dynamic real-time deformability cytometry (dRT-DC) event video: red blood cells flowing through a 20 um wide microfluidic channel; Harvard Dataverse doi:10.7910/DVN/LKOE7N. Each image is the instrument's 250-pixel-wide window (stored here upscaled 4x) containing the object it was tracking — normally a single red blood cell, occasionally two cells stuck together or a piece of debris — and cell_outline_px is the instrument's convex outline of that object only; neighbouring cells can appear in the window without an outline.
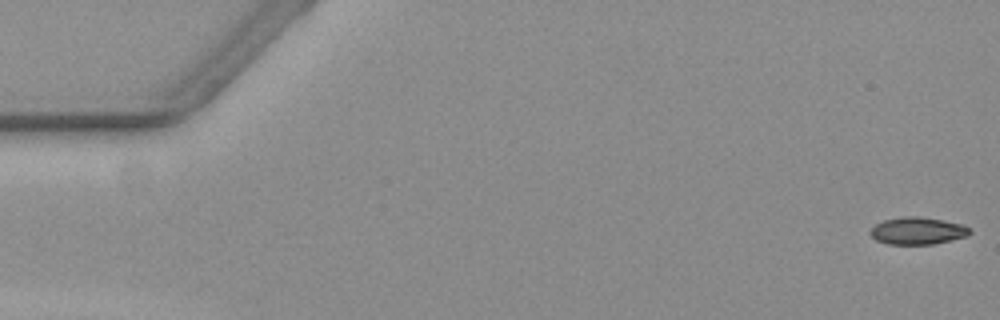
{"species": "common noctule bat (a hibernating species)", "species_latin": "Nyctalus noctula", "temperature_condition": "warm", "stored_images_in_passage": 58, "camera_frame_rate_fps": 3000, "um_per_image_px": 0.085, "animal": {"sex": "female", "body_mass_g": 19.3, "forearm_length_mm": 54.1}, "frame": {"image": 1, "passage_image": 1, "time_ms": 0.0, "image_size_px": [1000, 320], "cell_outline_px": [[972, 232], [968, 236], [932, 244], [888, 244], [876, 240], [868, 232], [876, 224], [884, 220], [904, 216], [920, 216], [960, 224], [968, 228]], "centroid_in_image_um": [77.97, 19.62], "position_along_channel_um": 7.0, "area_um2": 15.61}}
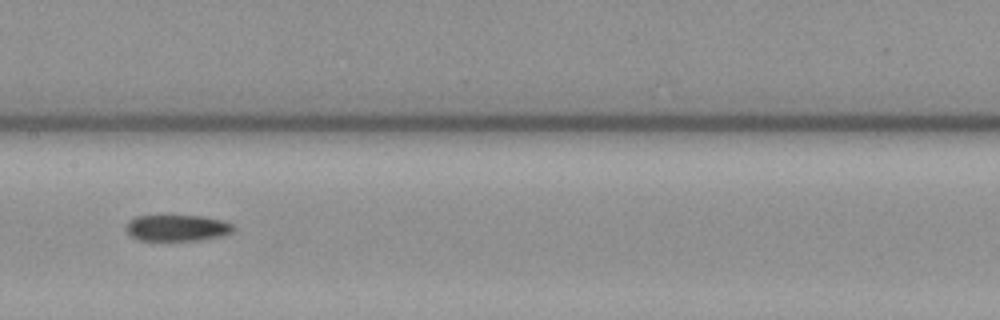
{"frame": {"image": 2, "passage_image": 29, "time_ms": 9.333, "image_size_px": [1000, 320], "cell_outline_px": [[236, 228], [232, 232], [220, 236], [196, 240], [140, 240], [132, 236], [128, 232], [128, 224], [136, 216], [204, 216], [224, 220], [232, 224]], "centroid_in_image_um": [15.13, 19.37], "position_along_channel_um": 192.3, "area_um2": 16.13}}
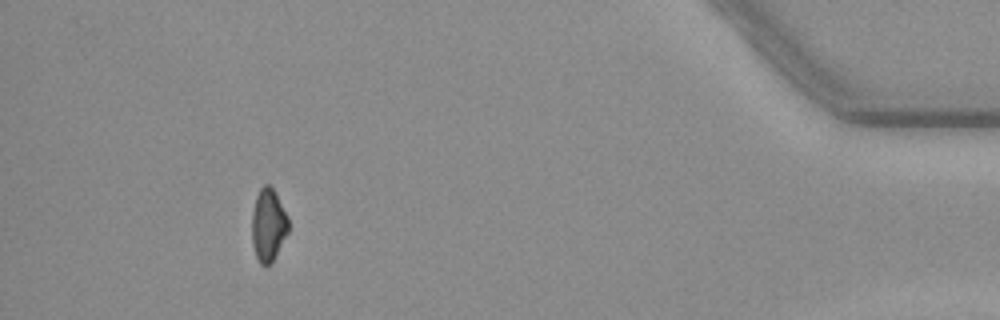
{"frame": {"image": 3, "passage_image": 53, "time_ms": 17.333, "image_size_px": [1000, 320], "cell_outline_px": [[288, 232], [272, 264], [260, 264], [256, 256], [252, 244], [252, 216], [256, 196], [260, 188], [264, 184], [268, 184], [272, 188], [288, 216]], "centroid_in_image_um": [22.8, 19.15], "position_along_channel_um": 412.4, "area_um2": 15.37}}